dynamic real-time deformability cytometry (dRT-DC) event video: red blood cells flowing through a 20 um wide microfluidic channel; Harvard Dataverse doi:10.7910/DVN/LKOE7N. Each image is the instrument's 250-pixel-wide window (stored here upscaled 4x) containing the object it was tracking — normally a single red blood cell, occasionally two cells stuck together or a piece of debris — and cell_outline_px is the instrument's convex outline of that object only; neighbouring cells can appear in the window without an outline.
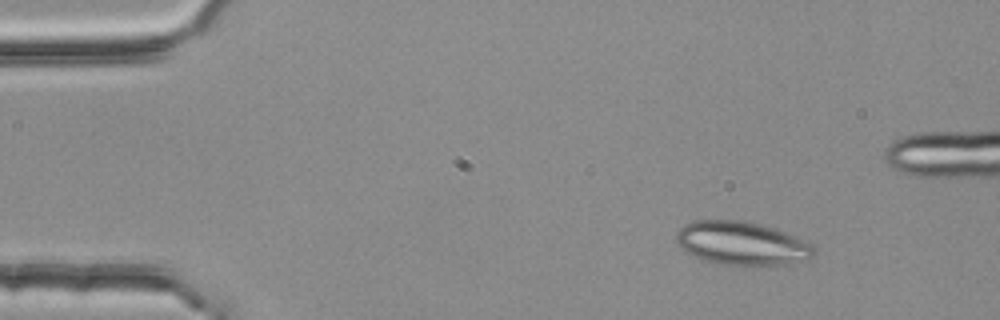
{"species": "common noctule bat (a hibernating species)", "species_latin": "Nyctalus noctula", "temperature_condition": "room temperature", "stored_images_in_passage": 4, "camera_frame_rate_fps": 3000, "um_per_image_px": 0.085, "animal": {"sex": "female", "body_mass_g": 25.1}, "frame": {"image": 1, "passage_image": 4, "time_ms": 1.0, "image_size_px": [1000, 320], "cell_outline_px": [[816, 252], [808, 260], [788, 264], [716, 264], [692, 256], [684, 252], [676, 244], [676, 232], [684, 224], [692, 220], [744, 220], [764, 224], [776, 228], [796, 236], [808, 244]], "centroid_in_image_um": [62.99, 20.66], "position_along_channel_um": 22.0, "area_um2": 35.08}}